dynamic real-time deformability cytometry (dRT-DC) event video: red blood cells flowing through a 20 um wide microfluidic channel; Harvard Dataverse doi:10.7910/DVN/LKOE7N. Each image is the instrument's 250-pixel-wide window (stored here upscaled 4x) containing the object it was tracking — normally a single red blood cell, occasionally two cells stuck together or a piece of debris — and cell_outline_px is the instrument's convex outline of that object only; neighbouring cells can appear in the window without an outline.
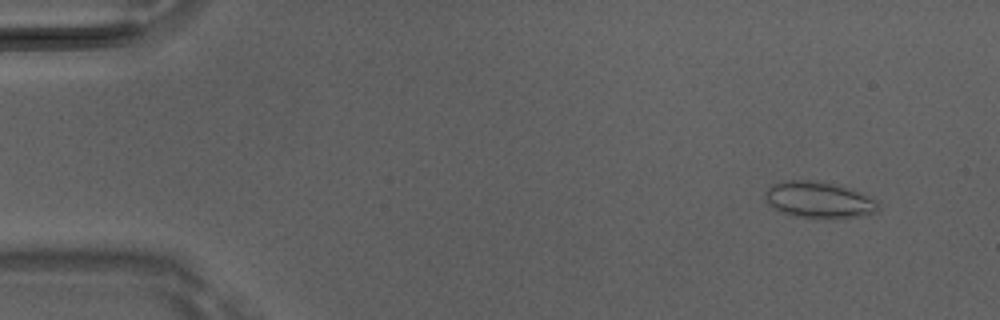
{"species": "Egyptian fruit bat (a non-hibernating species)", "species_latin": "Rousettus aegyptiacus", "temperature_condition": "room temperature", "stored_images_in_passage": 50, "camera_frame_rate_fps": 3000, "um_per_image_px": 0.085, "animal": {"sex": "male"}, "frame": {"image": 1, "passage_image": 4, "time_ms": 1.0, "image_size_px": [1000, 320], "cell_outline_px": [[880, 212], [860, 216], [796, 216], [772, 208], [764, 200], [764, 192], [772, 184], [784, 180], [808, 180], [832, 184], [852, 188], [880, 200]], "centroid_in_image_um": [69.64, 16.95], "position_along_channel_um": 15.4, "area_um2": 23.81}}
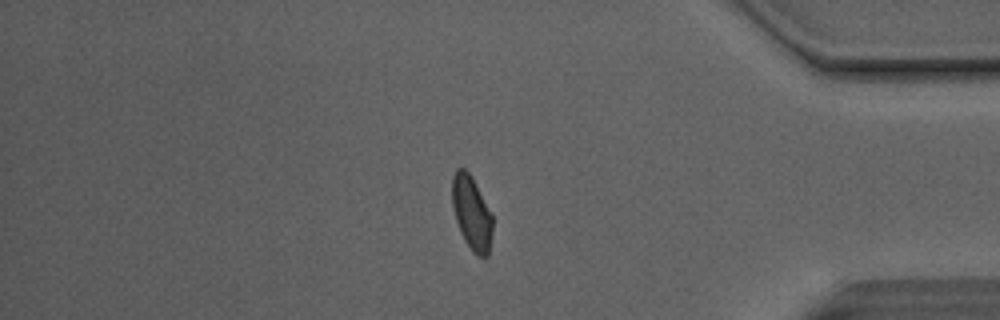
{"frame": {"image": 2, "passage_image": 42, "time_ms": 13.667, "image_size_px": [1000, 320], "cell_outline_px": [[492, 232], [488, 256], [484, 260], [472, 252], [464, 240], [460, 232], [456, 220], [452, 204], [452, 176], [456, 168], [464, 168], [472, 176], [492, 216]], "centroid_in_image_um": [40.08, 18.13], "position_along_channel_um": 395.1, "area_um2": 17.46}}
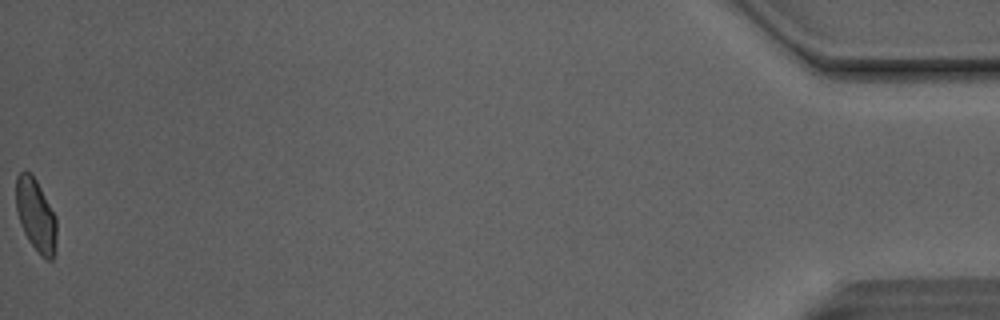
{"frame": {"image": 3, "passage_image": 50, "time_ms": 16.333, "image_size_px": [1000, 320], "cell_outline_px": [[56, 248], [52, 260], [44, 260], [40, 256], [28, 240], [20, 224], [16, 212], [16, 176], [24, 168], [32, 172], [56, 216]], "centroid_in_image_um": [3.04, 18.28], "position_along_channel_um": 432.2, "area_um2": 17.63}, "authors_computed_cell_mechanics": {"area_um2": 18.0336, "velocity_mm_per_s": 4.1194, "shape_relaxation_time_tau1_ms": 7.492, "shape_relaxation_time_tau2_ms": 0.8776, "deformation_change_tau1": 0.1508, "deformation_change_tau2": 0.0497}}